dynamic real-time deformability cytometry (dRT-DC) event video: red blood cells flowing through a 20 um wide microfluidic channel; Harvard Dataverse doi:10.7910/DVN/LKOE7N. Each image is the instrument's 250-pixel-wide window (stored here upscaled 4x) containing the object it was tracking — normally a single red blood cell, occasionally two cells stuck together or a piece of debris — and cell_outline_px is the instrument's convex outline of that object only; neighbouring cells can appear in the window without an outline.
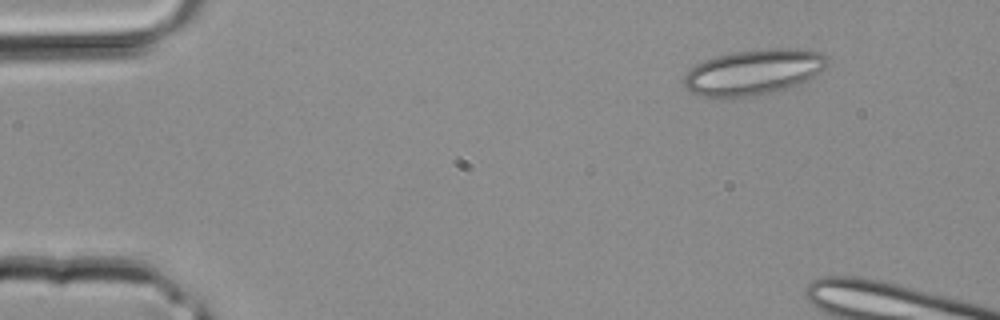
{"species": "common noctule bat (a hibernating species)", "species_latin": "Nyctalus noctula", "temperature_condition": "room temperature", "stored_images_in_passage": 3, "camera_frame_rate_fps": 3000, "um_per_image_px": 0.085, "animal": {"sex": "male", "body_mass_g": 20.4}, "frame": {"image": 1, "passage_image": 3, "time_ms": 0.667, "image_size_px": [1000, 320], "cell_outline_px": [[828, 64], [824, 68], [812, 76], [792, 88], [756, 96], [700, 96], [684, 88], [684, 76], [696, 64], [704, 60], [732, 52], [768, 48], [788, 48], [820, 52], [828, 56]], "centroid_in_image_um": [64.07, 6.12], "position_along_channel_um": 20.9, "area_um2": 37.8}}